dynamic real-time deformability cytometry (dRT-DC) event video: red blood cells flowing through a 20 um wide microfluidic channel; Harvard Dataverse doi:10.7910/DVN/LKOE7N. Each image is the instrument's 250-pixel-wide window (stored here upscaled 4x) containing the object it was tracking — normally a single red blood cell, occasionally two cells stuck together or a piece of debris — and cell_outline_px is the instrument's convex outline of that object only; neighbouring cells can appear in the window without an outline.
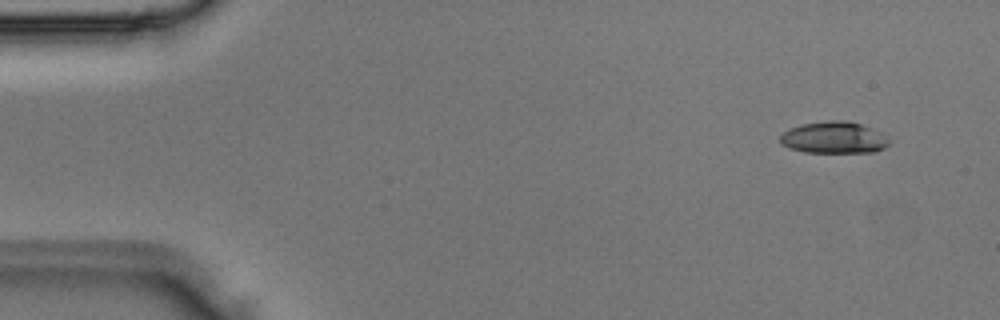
{"species": "Egyptian fruit bat (a non-hibernating species)", "species_latin": "Rousettus aegyptiacus", "temperature_condition": "room temperature", "stored_images_in_passage": 3, "camera_frame_rate_fps": 3000, "um_per_image_px": 0.085, "animal": {"sex": "male"}, "frame": {"image": 1, "passage_image": 1, "time_ms": 0.0, "image_size_px": [1000, 320], "cell_outline_px": [[888, 144], [884, 148], [876, 152], [804, 152], [788, 148], [780, 144], [780, 136], [788, 128], [800, 124], [828, 120], [844, 120], [860, 124], [872, 128], [880, 132], [888, 140]], "centroid_in_image_um": [70.83, 11.69], "position_along_channel_um": 14.2, "area_um2": 20.23}}